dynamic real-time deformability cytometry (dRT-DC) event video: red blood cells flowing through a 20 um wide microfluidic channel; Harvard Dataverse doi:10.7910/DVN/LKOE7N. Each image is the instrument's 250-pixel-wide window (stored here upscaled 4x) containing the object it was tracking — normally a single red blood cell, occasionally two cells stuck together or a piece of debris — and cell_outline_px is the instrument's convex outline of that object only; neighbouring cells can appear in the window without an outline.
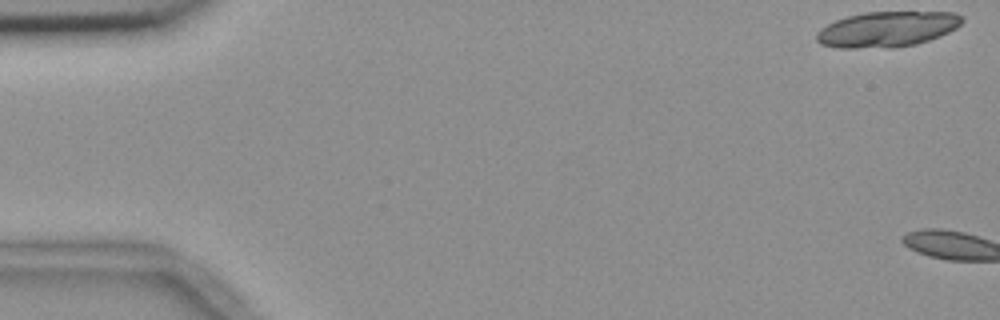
{"species": "common noctule bat (a hibernating species)", "species_latin": "Nyctalus noctula", "temperature_condition": "room temperature", "stored_images_in_passage": 11, "camera_frame_rate_fps": 3000, "um_per_image_px": 0.085, "animal": {"sex": "female", "body_mass_g": 18.4}, "frame": {"image": 1, "passage_image": 1, "time_ms": 0.0, "image_size_px": [1000, 320], "cell_outline_px": [[964, 20], [956, 28], [940, 36], [916, 44], [892, 48], [836, 48], [820, 44], [816, 40], [816, 32], [820, 28], [836, 20], [848, 16], [864, 12], [956, 12]], "centroid_in_image_um": [75.37, 2.49], "position_along_channel_um": 9.6, "area_um2": 30.23}}